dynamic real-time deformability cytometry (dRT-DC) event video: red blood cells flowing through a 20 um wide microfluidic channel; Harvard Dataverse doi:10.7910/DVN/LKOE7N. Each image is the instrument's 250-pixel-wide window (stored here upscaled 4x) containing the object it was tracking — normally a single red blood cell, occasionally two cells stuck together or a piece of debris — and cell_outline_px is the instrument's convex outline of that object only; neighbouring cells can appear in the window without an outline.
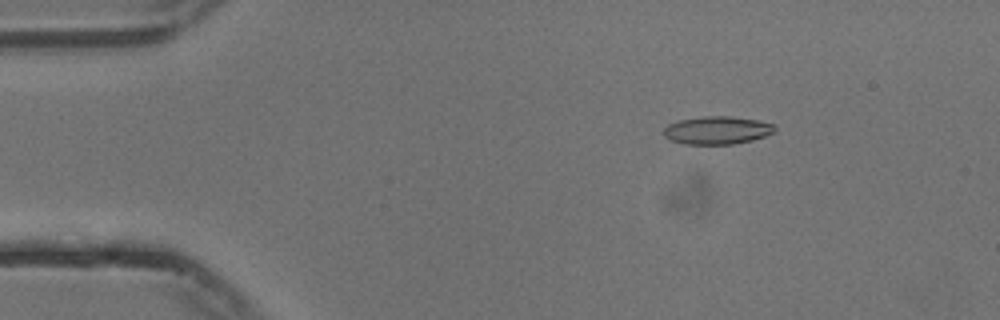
{"species": "common noctule bat (a hibernating species)", "species_latin": "Nyctalus noctula", "temperature_condition": "cold", "stored_images_in_passage": 54, "camera_frame_rate_fps": 3000, "um_per_image_px": 0.085, "animal": {"sex": "male", "body_mass_g": 13.3}, "frame": {"image": 1, "passage_image": 8, "time_ms": 2.333, "image_size_px": [1000, 320], "cell_outline_px": [[776, 132], [752, 140], [732, 144], [684, 144], [672, 140], [664, 136], [664, 128], [668, 124], [680, 120], [704, 116], [728, 116], [756, 120], [776, 124]], "centroid_in_image_um": [60.98, 11.07], "position_along_channel_um": 24.0, "area_um2": 18.03}}
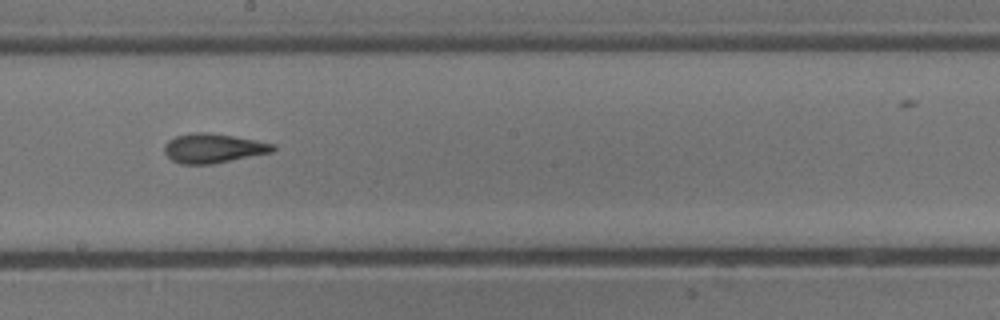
{"frame": {"image": 2, "passage_image": 30, "time_ms": 9.667, "image_size_px": [1000, 320], "cell_outline_px": [[276, 148], [272, 152], [216, 164], [180, 164], [172, 160], [164, 152], [164, 144], [168, 140], [176, 136], [192, 132], [204, 132], [232, 136], [256, 140], [276, 144]], "centroid_in_image_um": [18.12, 12.61], "position_along_channel_um": 230.1, "area_um2": 18.73}}
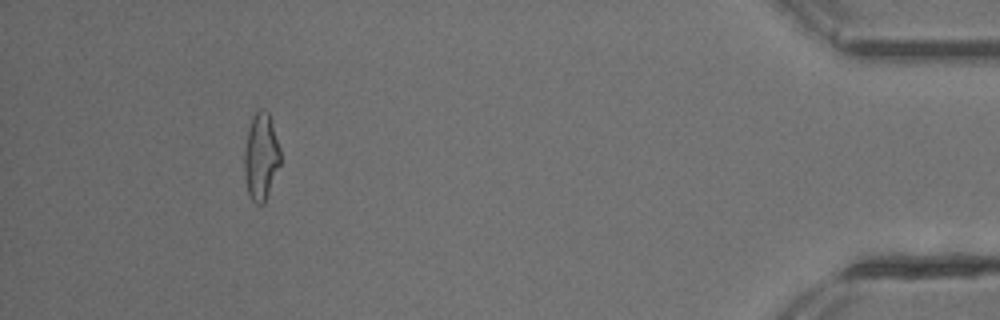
{"frame": {"image": 3, "passage_image": 50, "time_ms": 16.333, "image_size_px": [1000, 320], "cell_outline_px": [[280, 164], [264, 204], [256, 204], [248, 196], [244, 176], [244, 152], [248, 128], [252, 116], [260, 108], [264, 108], [268, 112], [280, 148]], "centroid_in_image_um": [22.16, 13.32], "position_along_channel_um": 413.0, "area_um2": 18.38}, "authors_computed_cell_mechanics": {"area_um2": 18.0914, "velocity_mm_per_s": 3.7574, "shape_relaxation_time_tau1_ms": 5.8574, "shape_relaxation_time_tau2_ms": 2.5344, "deformation_change_tau1": 0.1819, "deformation_change_tau2": 0.1152}}